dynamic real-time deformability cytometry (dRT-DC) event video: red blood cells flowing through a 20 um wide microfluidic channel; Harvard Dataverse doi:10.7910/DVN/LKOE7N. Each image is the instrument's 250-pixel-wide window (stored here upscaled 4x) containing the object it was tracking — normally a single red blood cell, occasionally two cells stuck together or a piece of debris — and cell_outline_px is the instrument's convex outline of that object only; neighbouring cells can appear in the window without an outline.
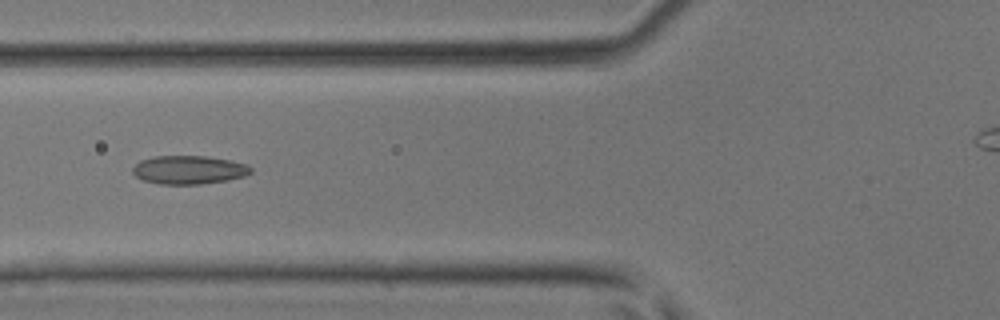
{"species": "common noctule bat (a hibernating species)", "species_latin": "Nyctalus noctula", "temperature_condition": "room temperature", "stored_images_in_passage": 42, "camera_frame_rate_fps": 3000, "um_per_image_px": 0.085, "animal": {"sex": "male", "body_mass_g": 17.9, "forearm_length_mm": 54.2}, "frame": {"image": 1, "passage_image": 18, "time_ms": 5.667, "image_size_px": [1000, 320], "cell_outline_px": [[252, 172], [244, 176], [228, 180], [200, 184], [160, 184], [144, 180], [136, 176], [132, 172], [132, 168], [140, 160], [156, 156], [204, 156], [228, 160], [248, 164], [252, 168]], "centroid_in_image_um": [16.06, 14.44], "position_along_channel_um": 109.7, "area_um2": 19.54}}
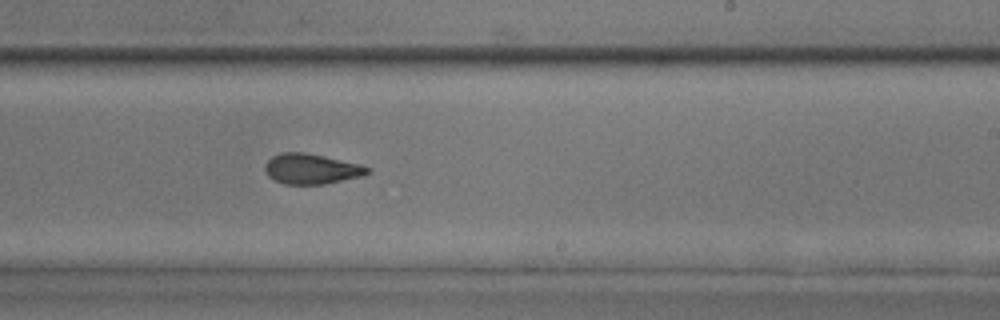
{"frame": {"image": 2, "passage_image": 28, "time_ms": 9.0, "image_size_px": [1000, 320], "cell_outline_px": [[372, 172], [364, 176], [324, 184], [284, 184], [268, 176], [264, 168], [264, 164], [272, 156], [280, 152], [304, 152], [324, 156], [360, 164], [372, 168]], "centroid_in_image_um": [26.5, 14.35], "position_along_channel_um": 262.5, "area_um2": 18.26}}
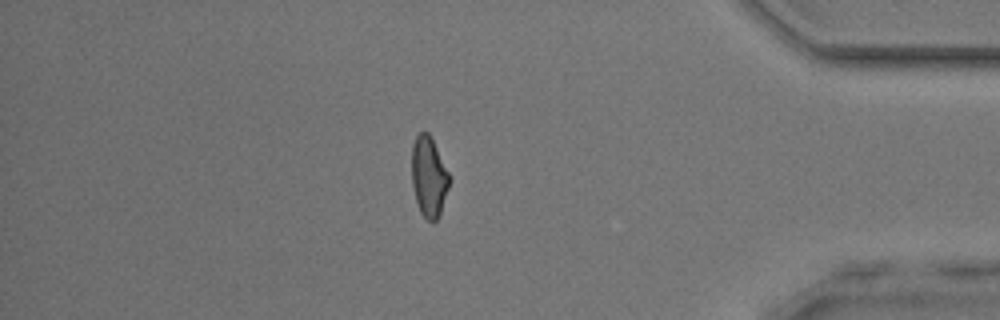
{"frame": {"image": 3, "passage_image": 39, "time_ms": 12.667, "image_size_px": [1000, 320], "cell_outline_px": [[452, 180], [440, 216], [432, 224], [420, 212], [416, 200], [412, 184], [412, 144], [416, 136], [420, 132], [428, 132], [432, 136], [452, 176]], "centroid_in_image_um": [36.5, 15.01], "position_along_channel_um": 398.7, "area_um2": 18.32}}